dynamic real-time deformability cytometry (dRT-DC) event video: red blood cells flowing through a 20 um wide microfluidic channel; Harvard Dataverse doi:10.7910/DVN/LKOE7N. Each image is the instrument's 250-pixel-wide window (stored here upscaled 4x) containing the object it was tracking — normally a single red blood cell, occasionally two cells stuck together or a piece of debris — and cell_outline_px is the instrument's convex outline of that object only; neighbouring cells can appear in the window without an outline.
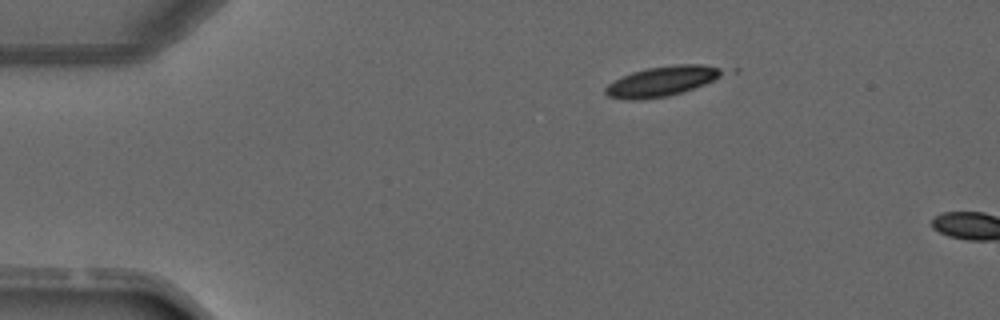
{"species": "common noctule bat (a hibernating species)", "species_latin": "Nyctalus noctula", "temperature_condition": "warm", "stored_images_in_passage": 2, "camera_frame_rate_fps": 3000, "um_per_image_px": 0.085, "animal": {"sex": "male", "forearm_length_mm": 52.5}, "frame": {"image": 1, "passage_image": 1, "time_ms": 0.0, "image_size_px": [1000, 320], "cell_outline_px": [[728, 72], [704, 84], [680, 92], [664, 96], [608, 96], [604, 92], [604, 88], [608, 84], [632, 72], [648, 68], [680, 64], [700, 64], [720, 68]], "centroid_in_image_um": [56.36, 6.83], "position_along_channel_um": 28.6, "area_um2": 19.02}}